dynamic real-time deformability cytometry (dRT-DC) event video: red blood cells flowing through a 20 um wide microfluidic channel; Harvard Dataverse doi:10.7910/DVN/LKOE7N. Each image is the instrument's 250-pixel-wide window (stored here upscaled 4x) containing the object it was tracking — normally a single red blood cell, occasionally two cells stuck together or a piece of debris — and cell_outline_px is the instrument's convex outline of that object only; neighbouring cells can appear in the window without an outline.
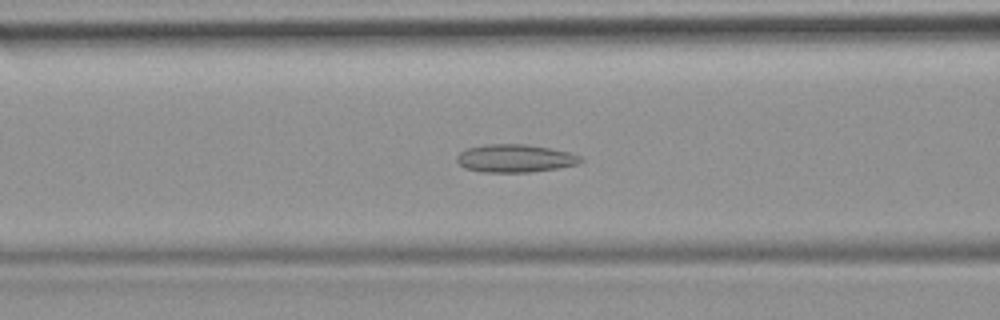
{"species": "common noctule bat (a hibernating species)", "species_latin": "Nyctalus noctula", "temperature_condition": "room temperature", "stored_images_in_passage": 43, "camera_frame_rate_fps": 3000, "um_per_image_px": 0.085, "animal": {"sex": "female", "body_mass_g": 19.9}, "frame": {"image": 1, "passage_image": 19, "time_ms": 6.0, "image_size_px": [1000, 320], "cell_outline_px": [[584, 160], [576, 164], [556, 168], [528, 172], [484, 172], [464, 168], [456, 160], [456, 156], [460, 152], [468, 148], [484, 144], [528, 144], [568, 152], [580, 156]], "centroid_in_image_um": [43.74, 13.45], "position_along_channel_um": 122.9, "area_um2": 20.0}}
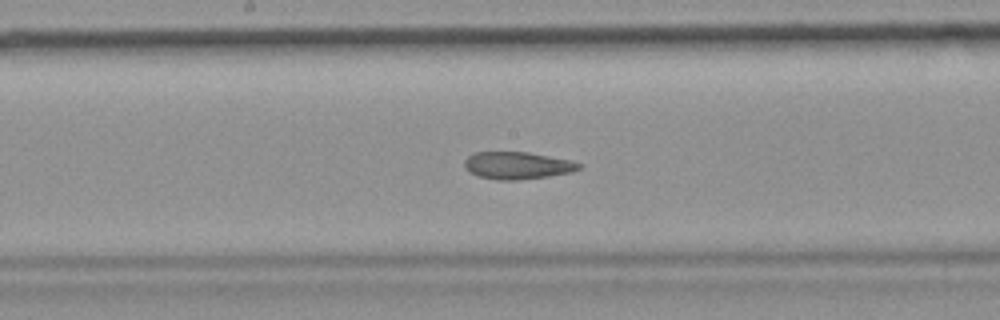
{"frame": {"image": 2, "passage_image": 25, "time_ms": 8.0, "image_size_px": [1000, 320], "cell_outline_px": [[584, 164], [580, 168], [572, 172], [548, 176], [516, 180], [496, 180], [476, 176], [468, 172], [464, 168], [464, 160], [472, 152], [528, 152], [572, 160]], "centroid_in_image_um": [43.95, 14.06], "position_along_channel_um": 204.2, "area_um2": 18.5}}